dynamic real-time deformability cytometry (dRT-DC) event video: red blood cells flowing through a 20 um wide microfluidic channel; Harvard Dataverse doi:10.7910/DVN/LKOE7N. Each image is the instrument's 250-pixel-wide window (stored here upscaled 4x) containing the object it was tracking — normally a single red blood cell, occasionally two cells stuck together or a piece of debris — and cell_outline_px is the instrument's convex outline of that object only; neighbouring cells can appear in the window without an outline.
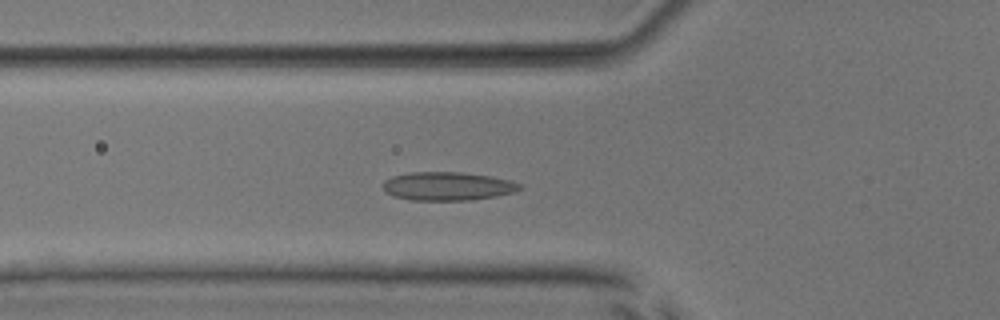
{"species": "common noctule bat (a hibernating species)", "species_latin": "Nyctalus noctula", "temperature_condition": "room temperature", "stored_images_in_passage": 49, "camera_frame_rate_fps": 3000, "um_per_image_px": 0.085, "animal": {"sex": "male", "body_mass_g": 17.9, "forearm_length_mm": 54.2}, "frame": {"image": 1, "passage_image": 16, "time_ms": 5.0, "image_size_px": [1000, 320], "cell_outline_px": [[524, 188], [516, 192], [496, 196], [468, 200], [412, 200], [392, 196], [384, 188], [384, 180], [392, 176], [408, 172], [460, 172], [488, 176], [512, 180], [524, 184]], "centroid_in_image_um": [38.11, 15.82], "position_along_channel_um": 87.7, "area_um2": 22.83}}
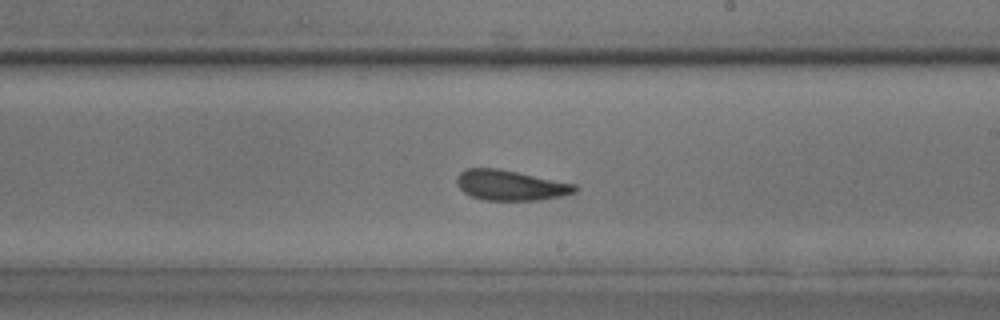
{"frame": {"image": 2, "passage_image": 28, "time_ms": 9.0, "image_size_px": [1000, 320], "cell_outline_px": [[580, 188], [576, 192], [560, 196], [540, 200], [484, 200], [472, 196], [464, 192], [456, 184], [456, 176], [464, 168], [500, 168], [576, 184]], "centroid_in_image_um": [43.39, 15.73], "position_along_channel_um": 245.6, "area_um2": 21.04}}
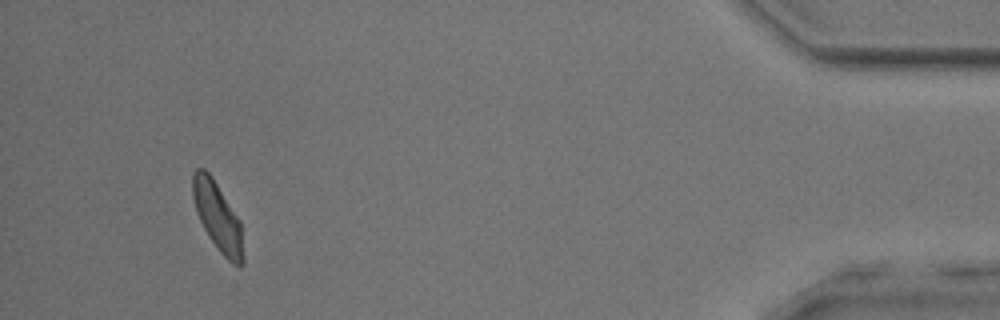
{"frame": {"image": 3, "passage_image": 46, "time_ms": 15.0, "image_size_px": [1000, 320], "cell_outline_px": [[244, 264], [240, 268], [232, 264], [216, 248], [208, 236], [196, 212], [192, 196], [192, 176], [196, 168], [204, 168], [212, 176], [240, 220], [244, 256]], "centroid_in_image_um": [18.51, 18.45], "position_along_channel_um": 416.7, "area_um2": 20.4}, "authors_computed_cell_mechanics": {"area_um2": 20.9814, "velocity_mm_per_s": 3.9533, "shape_relaxation_time_tau1_ms": 4.9699, "shape_relaxation_time_tau2_ms": 2.2099, "deformation_change_tau1": 0.0981, "deformation_change_tau2": 0.0735}}